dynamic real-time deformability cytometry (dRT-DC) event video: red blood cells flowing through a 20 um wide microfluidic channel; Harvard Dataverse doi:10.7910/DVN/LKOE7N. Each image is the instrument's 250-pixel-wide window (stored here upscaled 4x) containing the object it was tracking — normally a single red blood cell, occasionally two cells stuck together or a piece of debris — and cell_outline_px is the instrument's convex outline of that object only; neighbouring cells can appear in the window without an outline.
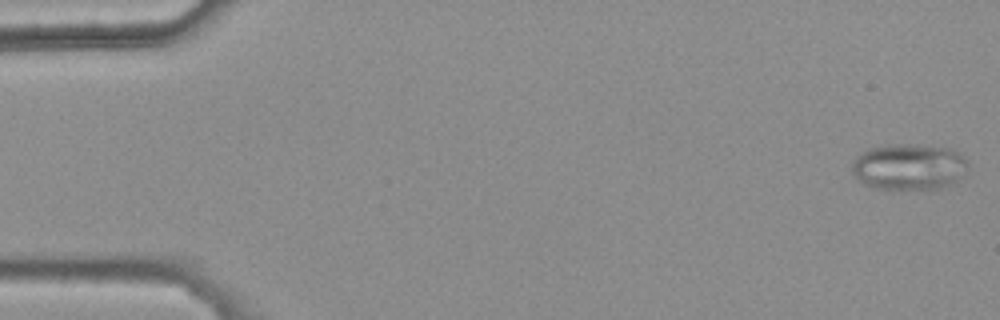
{"species": "common noctule bat (a hibernating species)", "species_latin": "Nyctalus noctula", "temperature_condition": "warm", "stored_images_in_passage": 47, "camera_frame_rate_fps": 3000, "um_per_image_px": 0.085, "animal": {"sex": "female", "body_mass_g": 25.1}, "frame": {"image": 1, "passage_image": 1, "time_ms": 0.0, "image_size_px": [1000, 320], "cell_outline_px": [[968, 164], [960, 176], [952, 184], [936, 188], [892, 192], [876, 188], [864, 184], [852, 172], [852, 160], [856, 156], [868, 148], [888, 144], [912, 144], [952, 148], [960, 152], [968, 160]], "centroid_in_image_um": [77.23, 14.19], "position_along_channel_um": 7.8, "area_um2": 31.96}}
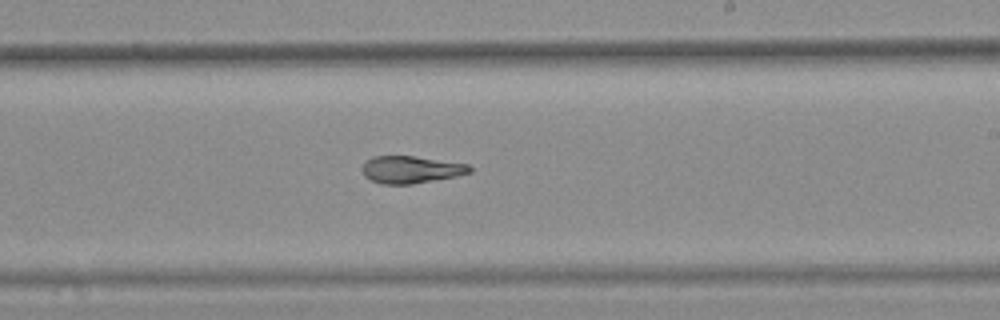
{"frame": {"image": 2, "passage_image": 32, "time_ms": 10.333, "image_size_px": [1000, 320], "cell_outline_px": [[472, 172], [456, 176], [412, 184], [380, 184], [364, 176], [360, 168], [372, 156], [416, 156], [468, 164], [472, 168]], "centroid_in_image_um": [34.92, 14.41], "position_along_channel_um": 254.1, "area_um2": 17.11}}
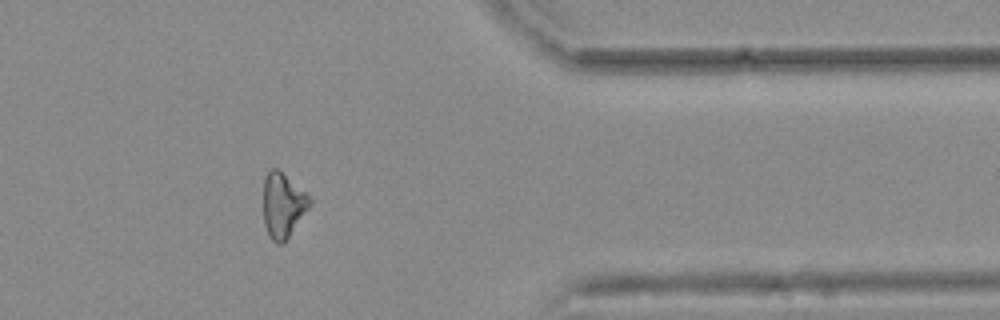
{"frame": {"image": 3, "passage_image": 44, "time_ms": 14.333, "image_size_px": [1000, 320], "cell_outline_px": [[312, 204], [288, 236], [280, 244], [276, 244], [268, 236], [264, 224], [264, 176], [272, 168], [276, 168], [304, 192], [312, 200]], "centroid_in_image_um": [24.02, 17.46], "position_along_channel_um": 387.4, "area_um2": 17.05}, "authors_computed_cell_mechanics": {"area_um2": 18.4382, "velocity_mm_per_s": 3.7617, "shape_relaxation_time_tau1_ms": null, "shape_relaxation_time_tau2_ms": 5.3829, "deformation_change_tau1": null, "deformation_change_tau2": 0.1068}}